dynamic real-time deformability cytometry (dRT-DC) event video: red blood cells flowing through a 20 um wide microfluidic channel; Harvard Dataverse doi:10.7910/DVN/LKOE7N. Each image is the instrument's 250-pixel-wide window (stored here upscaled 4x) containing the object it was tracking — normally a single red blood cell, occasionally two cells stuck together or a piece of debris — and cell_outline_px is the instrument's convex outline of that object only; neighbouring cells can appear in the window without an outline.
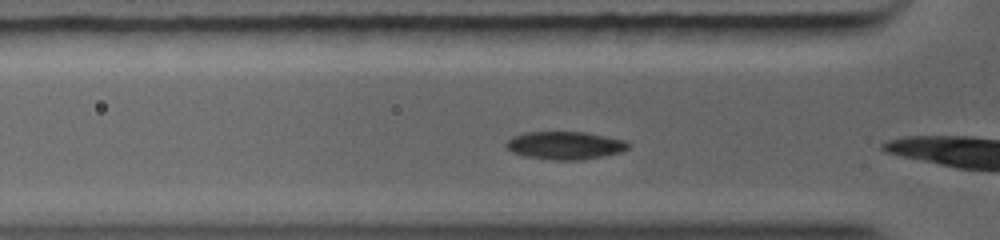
{"species": "common noctule bat (a hibernating species)", "species_latin": "Nyctalus noctula", "temperature_condition": "warm", "stored_images_in_passage": 40, "camera_frame_rate_fps": 5000, "um_per_image_px": 0.085, "animal": {"sex": "female", "body_mass_g": 19.0, "forearm_length_mm": 56.7}, "frame": {"image": 1, "passage_image": 3, "time_ms": 0.4, "image_size_px": [1000, 240], "cell_outline_px": [[632, 144], [628, 148], [620, 152], [584, 160], [552, 160], [524, 156], [512, 152], [504, 144], [512, 136], [524, 132], [584, 132], [624, 140]], "centroid_in_image_um": [48.01, 12.36], "position_along_channel_um": 77.8, "area_um2": 19.88}}
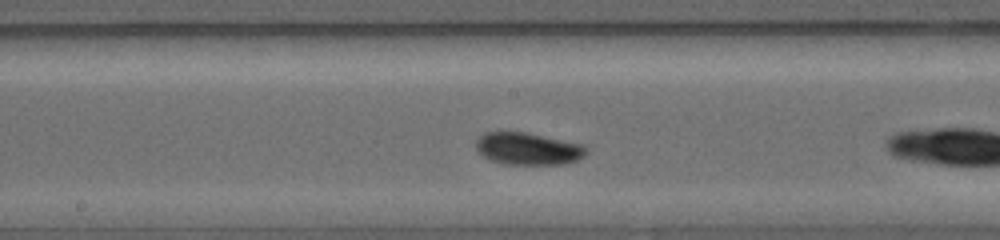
{"frame": {"image": 2, "passage_image": 17, "time_ms": 3.0, "image_size_px": [1000, 240], "cell_outline_px": [[588, 152], [580, 160], [564, 164], [508, 164], [492, 160], [484, 156], [476, 148], [476, 140], [484, 132], [528, 132], [584, 144], [588, 148]], "centroid_in_image_um": [44.96, 12.63], "position_along_channel_um": 203.2, "area_um2": 20.87}}
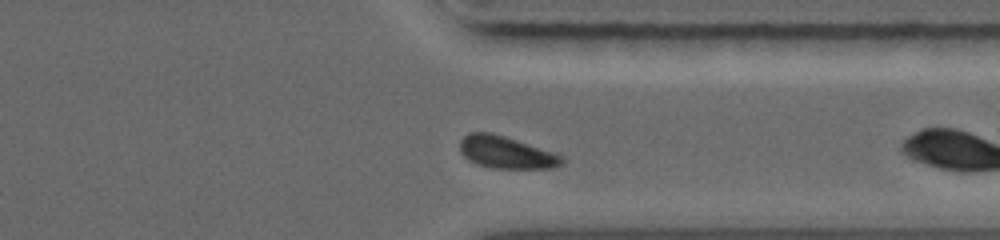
{"frame": {"image": 3, "passage_image": 34, "time_ms": 6.4, "image_size_px": [1000, 240], "cell_outline_px": [[564, 164], [556, 168], [492, 168], [476, 164], [468, 160], [460, 152], [460, 140], [468, 132], [492, 132], [564, 156]], "centroid_in_image_um": [43.01, 12.96], "position_along_channel_um": 368.4, "area_um2": 19.19}}